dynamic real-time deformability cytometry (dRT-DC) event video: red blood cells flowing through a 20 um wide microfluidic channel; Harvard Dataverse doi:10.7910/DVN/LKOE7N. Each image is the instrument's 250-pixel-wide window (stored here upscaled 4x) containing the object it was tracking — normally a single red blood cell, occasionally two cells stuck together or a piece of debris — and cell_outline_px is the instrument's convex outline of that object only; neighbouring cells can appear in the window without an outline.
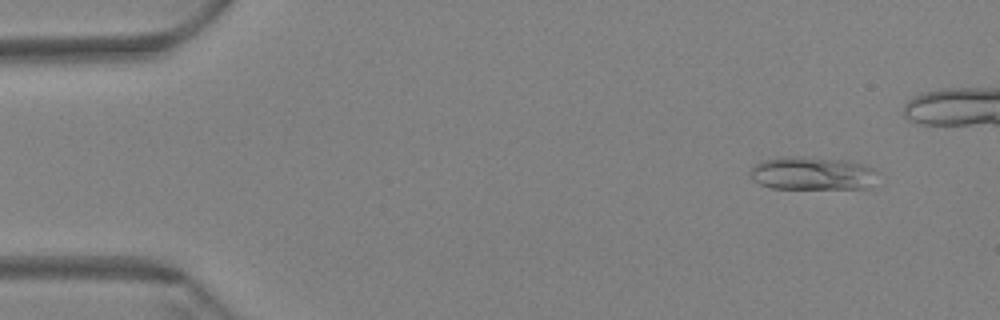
{"species": "Egyptian fruit bat (a non-hibernating species)", "species_latin": "Rousettus aegyptiacus", "temperature_condition": "warm", "stored_images_in_passage": 53, "camera_frame_rate_fps": 3000, "um_per_image_px": 0.085, "animal": {"sex": "female"}, "frame": {"image": 1, "passage_image": 6, "time_ms": 1.667, "image_size_px": [1000, 320], "cell_outline_px": [[880, 172], [872, 188], [772, 188], [760, 184], [752, 180], [752, 168], [756, 164], [764, 160], [776, 156], [808, 156], [848, 160], [864, 164], [876, 168]], "centroid_in_image_um": [69.14, 14.72], "position_along_channel_um": 15.9, "area_um2": 25.26}}
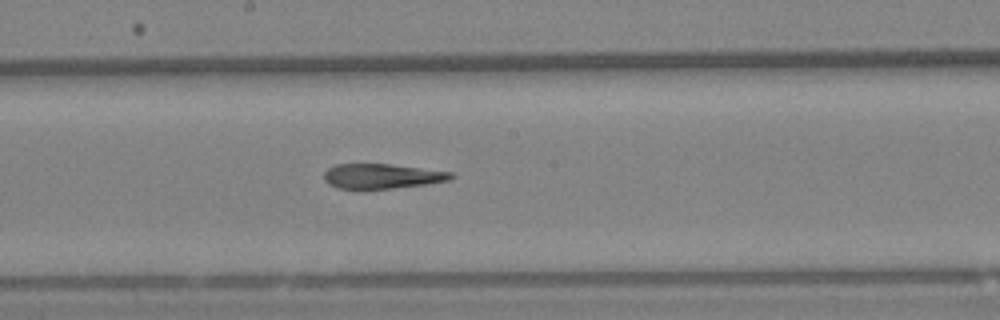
{"frame": {"image": 2, "passage_image": 33, "time_ms": 10.667, "image_size_px": [1000, 320], "cell_outline_px": [[456, 176], [448, 180], [424, 184], [392, 188], [336, 188], [328, 184], [324, 180], [324, 172], [328, 168], [336, 164], [388, 164], [452, 172]], "centroid_in_image_um": [32.43, 14.97], "position_along_channel_um": 215.8, "area_um2": 18.09}}
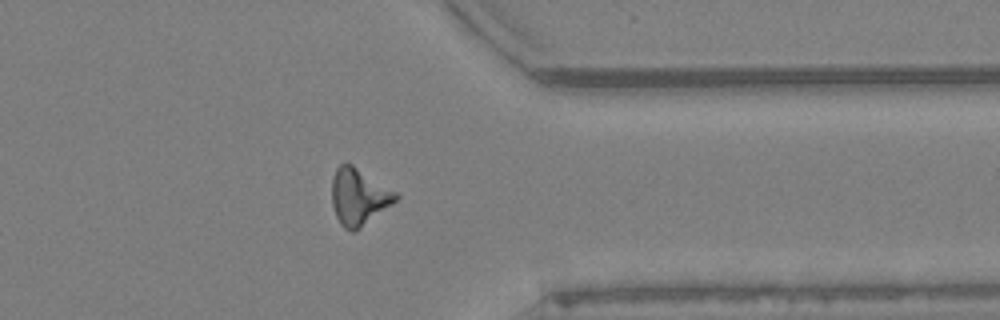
{"frame": {"image": 3, "passage_image": 48, "time_ms": 15.667, "image_size_px": [1000, 320], "cell_outline_px": [[400, 196], [396, 200], [360, 228], [352, 232], [344, 228], [340, 224], [336, 216], [332, 204], [332, 180], [336, 168], [340, 164], [352, 164], [396, 192]], "centroid_in_image_um": [30.47, 16.72], "position_along_channel_um": 380.9, "area_um2": 20.69}}